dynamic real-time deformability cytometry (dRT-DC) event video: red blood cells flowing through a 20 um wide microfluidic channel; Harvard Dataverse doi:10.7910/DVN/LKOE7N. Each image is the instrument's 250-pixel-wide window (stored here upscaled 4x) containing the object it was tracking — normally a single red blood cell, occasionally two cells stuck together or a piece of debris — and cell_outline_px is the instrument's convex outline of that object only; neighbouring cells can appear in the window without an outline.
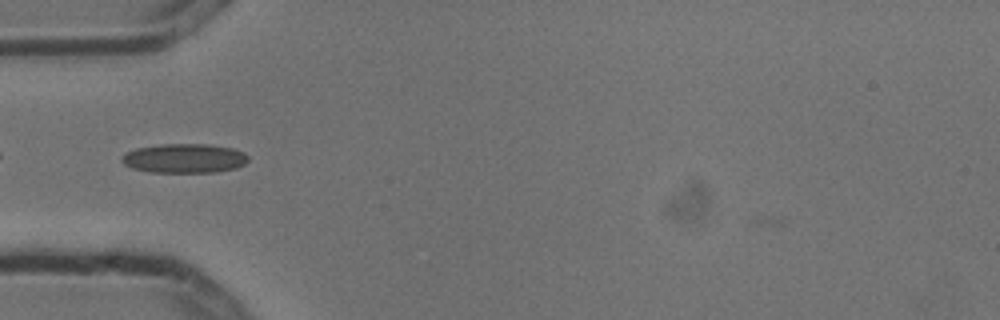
{"species": "common noctule bat (a hibernating species)", "species_latin": "Nyctalus noctula", "temperature_condition": "cold", "stored_images_in_passage": 5, "camera_frame_rate_fps": 3000, "um_per_image_px": 0.085, "animal": {"sex": "male", "body_mass_g": 13.3}, "frame": {"image": 1, "passage_image": 2, "time_ms": 0.333, "image_size_px": [1000, 320], "cell_outline_px": [[248, 160], [244, 164], [236, 168], [216, 172], [148, 172], [132, 168], [124, 164], [120, 160], [120, 156], [136, 148], [160, 144], [208, 144], [232, 148], [244, 152], [248, 156]], "centroid_in_image_um": [15.66, 13.46], "position_along_channel_um": 69.3, "area_um2": 21.68}}
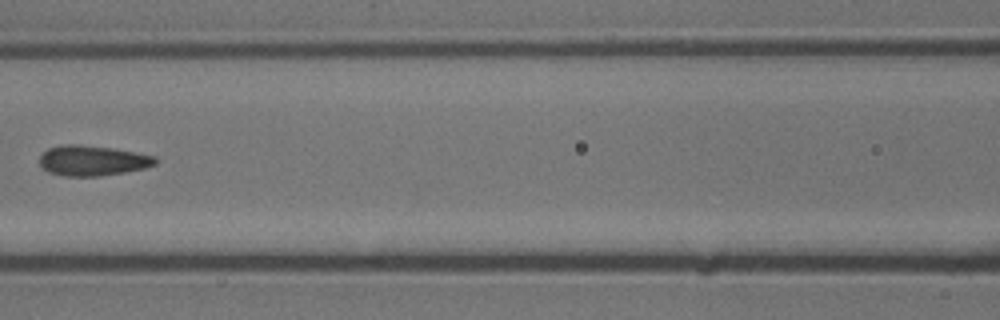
{"frame": {"image": 2, "passage_image": 4, "time_ms": 1.0, "image_size_px": [1000, 320], "cell_outline_px": [[156, 164], [144, 168], [124, 172], [100, 176], [64, 176], [48, 172], [40, 168], [40, 156], [48, 148], [64, 144], [76, 144], [112, 148], [156, 156]], "centroid_in_image_um": [7.83, 13.65], "position_along_channel_um": 158.8, "area_um2": 20.4}}
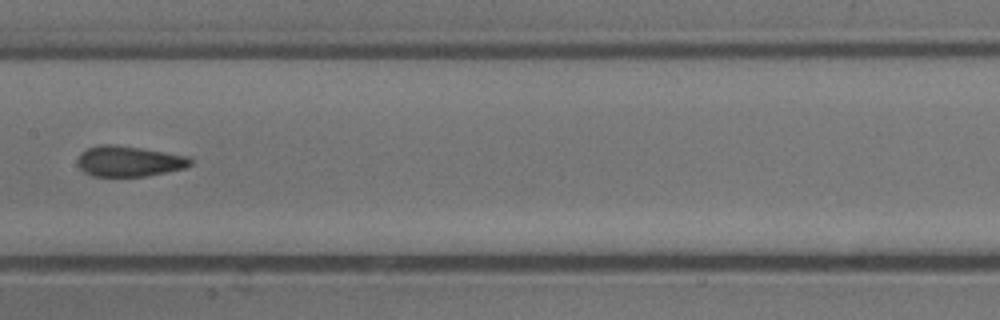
{"frame": {"image": 3, "passage_image": 5, "time_ms": 1.333, "image_size_px": [1000, 320], "cell_outline_px": [[192, 164], [184, 168], [144, 176], [92, 176], [84, 172], [76, 164], [76, 160], [80, 152], [88, 148], [100, 144], [112, 144], [140, 148], [188, 156], [192, 160]], "centroid_in_image_um": [10.91, 13.7], "position_along_channel_um": 196.5, "area_um2": 20.06}}